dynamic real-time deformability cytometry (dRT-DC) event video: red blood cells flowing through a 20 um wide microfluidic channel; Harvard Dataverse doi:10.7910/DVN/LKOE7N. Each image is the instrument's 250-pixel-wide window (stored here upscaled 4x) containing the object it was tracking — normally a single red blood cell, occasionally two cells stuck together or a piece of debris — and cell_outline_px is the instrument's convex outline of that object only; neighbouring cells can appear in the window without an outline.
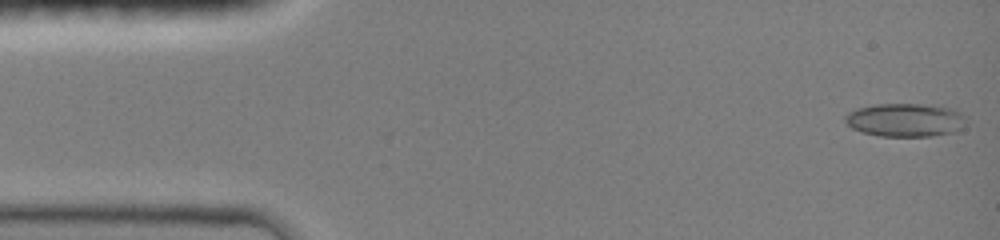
{"species": "common noctule bat (a hibernating species)", "species_latin": "Nyctalus noctula", "temperature_condition": "room temperature", "stored_images_in_passage": 47, "camera_frame_rate_fps": 3000, "um_per_image_px": 0.085, "animal": {"sex": "female", "body_mass_g": 19.0, "forearm_length_mm": 51.5}, "frame": {"image": 1, "passage_image": 1, "time_ms": 0.0, "image_size_px": [1000, 240], "cell_outline_px": [[968, 124], [964, 128], [952, 132], [932, 136], [880, 136], [860, 132], [852, 128], [844, 120], [844, 116], [848, 112], [856, 108], [876, 104], [940, 104], [956, 108], [968, 116]], "centroid_in_image_um": [77.05, 10.18], "position_along_channel_um": 7.9, "area_um2": 24.39}}
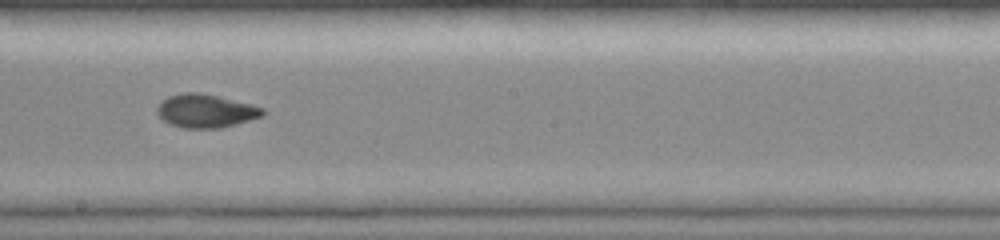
{"frame": {"image": 2, "passage_image": 26, "time_ms": 8.333, "image_size_px": [1000, 240], "cell_outline_px": [[264, 116], [236, 124], [220, 128], [184, 128], [172, 124], [164, 120], [156, 112], [156, 108], [160, 100], [168, 96], [184, 92], [200, 92], [252, 104], [264, 108]], "centroid_in_image_um": [17.48, 9.41], "position_along_channel_um": 230.7, "area_um2": 20.63}}
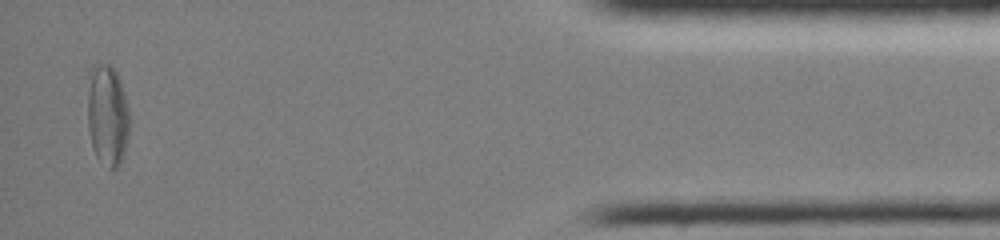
{"frame": {"image": 3, "passage_image": 45, "time_ms": 14.667, "image_size_px": [1000, 240], "cell_outline_px": [[128, 136], [124, 152], [120, 164], [116, 168], [112, 168], [96, 156], [92, 148], [88, 128], [88, 68], [92, 64], [108, 64], [116, 72], [120, 80], [124, 92], [128, 108]], "centroid_in_image_um": [9.1, 9.73], "position_along_channel_um": 426.1, "area_um2": 24.68}}